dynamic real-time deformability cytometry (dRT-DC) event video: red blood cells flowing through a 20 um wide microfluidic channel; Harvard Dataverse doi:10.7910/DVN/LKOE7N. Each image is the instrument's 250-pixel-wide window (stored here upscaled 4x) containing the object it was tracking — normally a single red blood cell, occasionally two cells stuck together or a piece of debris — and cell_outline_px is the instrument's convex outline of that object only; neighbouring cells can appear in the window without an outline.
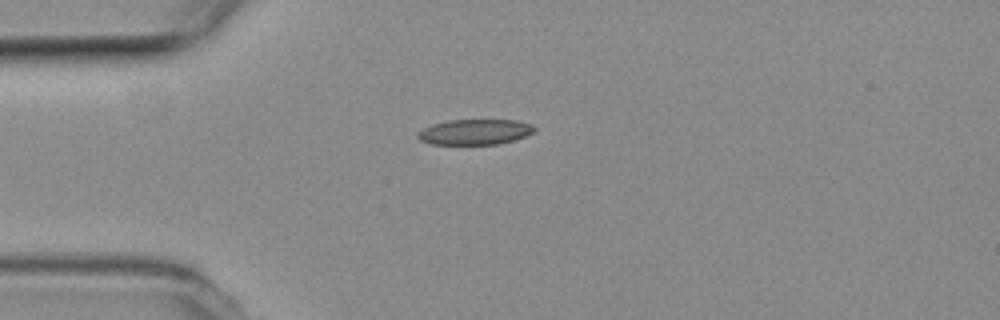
{"species": "common noctule bat (a hibernating species)", "species_latin": "Nyctalus noctula", "temperature_condition": "room temperature", "stored_images_in_passage": 20, "camera_frame_rate_fps": 3000, "um_per_image_px": 0.085, "animal": {"sex": "female", "body_mass_g": 19.3, "forearm_length_mm": 54.1}, "frame": {"image": 1, "passage_image": 1, "time_ms": 0.0, "image_size_px": [1000, 320], "cell_outline_px": [[536, 132], [512, 140], [496, 144], [432, 144], [420, 140], [416, 136], [416, 132], [432, 124], [448, 120], [516, 120], [532, 124], [536, 128]], "centroid_in_image_um": [40.36, 11.21], "position_along_channel_um": 44.6, "area_um2": 17.28}}
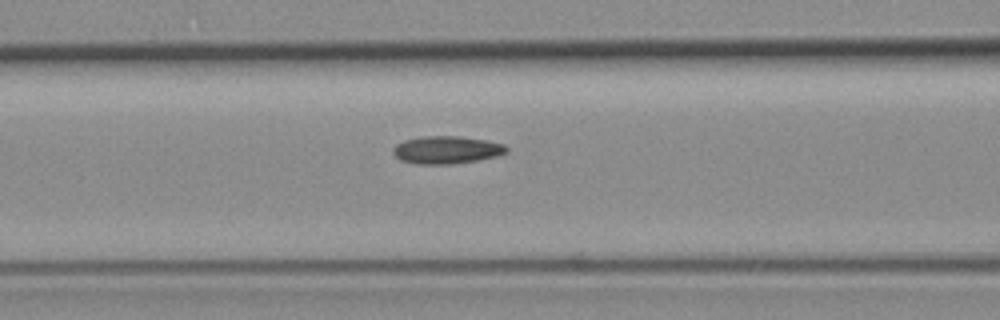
{"frame": {"image": 2, "passage_image": 9, "time_ms": 2.667, "image_size_px": [1000, 320], "cell_outline_px": [[508, 152], [496, 156], [476, 160], [452, 164], [416, 164], [400, 160], [392, 152], [392, 148], [396, 144], [404, 140], [420, 136], [460, 136], [484, 140], [504, 144], [508, 148]], "centroid_in_image_um": [37.93, 12.73], "position_along_channel_um": 128.7, "area_um2": 18.32}}
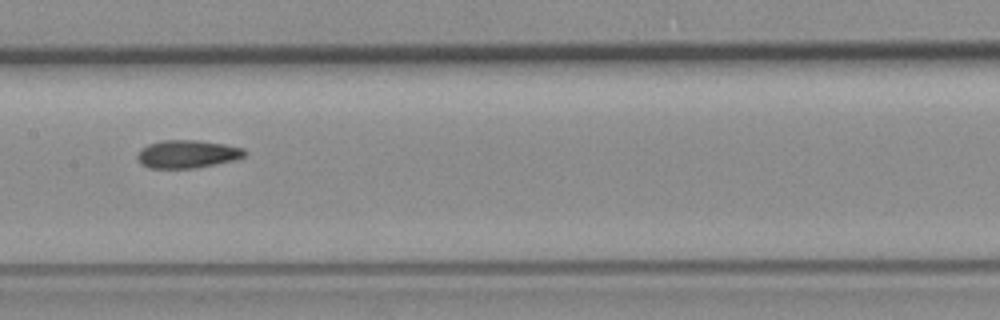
{"frame": {"image": 3, "passage_image": 14, "time_ms": 4.333, "image_size_px": [1000, 320], "cell_outline_px": [[248, 152], [244, 156], [236, 160], [216, 164], [192, 168], [148, 168], [140, 164], [136, 156], [140, 148], [148, 144], [160, 140], [196, 140], [224, 144], [244, 148]], "centroid_in_image_um": [15.9, 13.09], "position_along_channel_um": 191.5, "area_um2": 17.69}}